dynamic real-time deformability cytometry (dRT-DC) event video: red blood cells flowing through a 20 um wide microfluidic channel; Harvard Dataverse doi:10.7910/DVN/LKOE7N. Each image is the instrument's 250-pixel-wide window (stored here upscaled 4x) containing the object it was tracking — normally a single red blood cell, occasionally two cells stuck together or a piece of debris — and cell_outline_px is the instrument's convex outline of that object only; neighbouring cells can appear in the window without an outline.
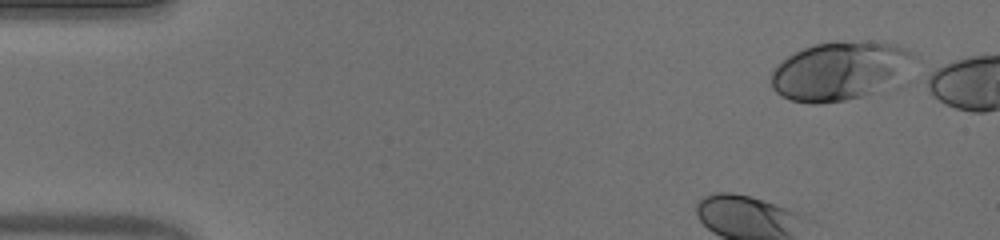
{"species": "human", "species_latin": "Homo sapiens", "temperature_condition": "warm", "stored_images_in_passage": 19, "camera_frame_rate_fps": 3000, "um_per_image_px": 0.085, "donor": {"sex": "male"}, "frame": {"image": 1, "passage_image": 1, "time_ms": 0.0, "image_size_px": [1000, 240], "cell_outline_px": [[916, 56], [912, 80], [908, 84], [900, 88], [844, 100], [820, 104], [812, 104], [788, 100], [780, 96], [772, 88], [772, 72], [788, 56], [812, 44], [836, 40], [868, 40], [896, 44], [912, 52]], "centroid_in_image_um": [71.64, 6.04], "position_along_channel_um": 13.4, "area_um2": 51.5}}
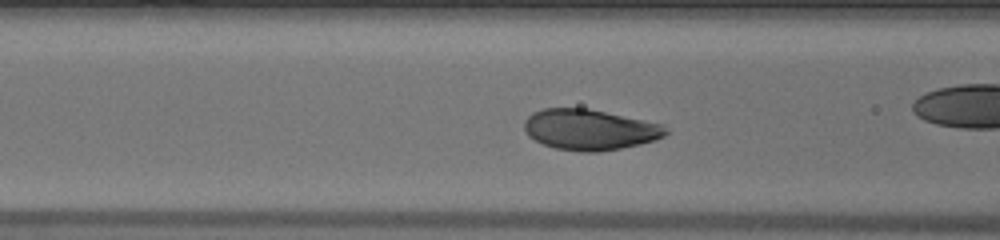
{"frame": {"image": 2, "passage_image": 16, "time_ms": 5.0, "image_size_px": [1000, 240], "cell_outline_px": [[668, 132], [664, 136], [640, 144], [600, 152], [580, 152], [556, 148], [544, 144], [528, 136], [524, 128], [524, 120], [532, 112], [544, 108], [588, 108], [664, 124]], "centroid_in_image_um": [50.11, 11.01], "position_along_channel_um": 116.5, "area_um2": 33.58}}
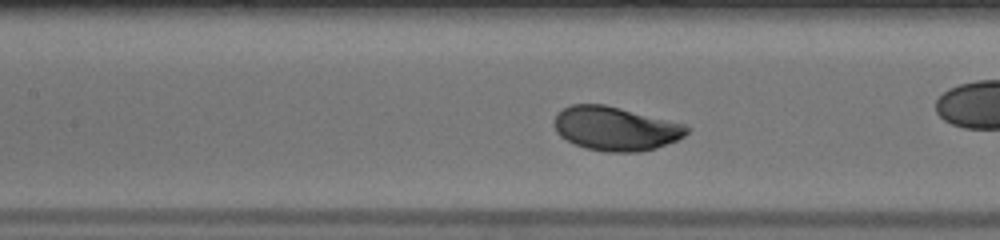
{"frame": {"image": 3, "passage_image": 19, "time_ms": 6.0, "image_size_px": [1000, 240], "cell_outline_px": [[692, 128], [684, 136], [676, 140], [656, 148], [640, 152], [604, 152], [584, 148], [560, 136], [556, 132], [552, 124], [556, 112], [572, 104], [604, 104], [684, 124]], "centroid_in_image_um": [52.28, 10.93], "position_along_channel_um": 155.1, "area_um2": 34.04}}